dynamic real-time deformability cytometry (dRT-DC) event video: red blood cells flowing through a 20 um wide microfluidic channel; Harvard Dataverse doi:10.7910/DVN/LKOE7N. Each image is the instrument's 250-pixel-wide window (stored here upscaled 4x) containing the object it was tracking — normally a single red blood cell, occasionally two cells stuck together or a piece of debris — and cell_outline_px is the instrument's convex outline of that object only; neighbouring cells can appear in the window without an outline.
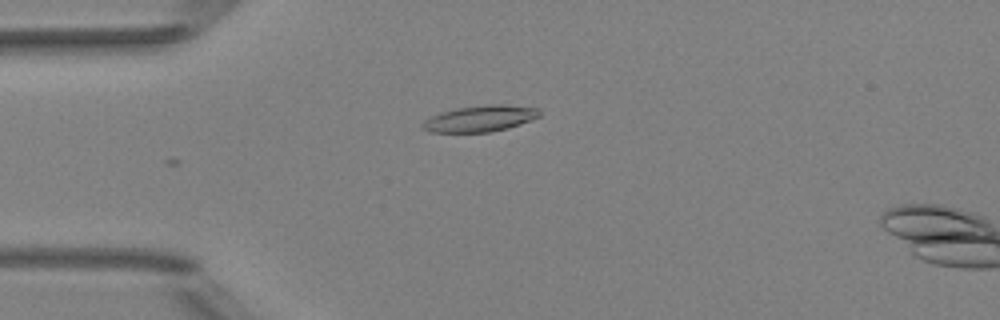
{"species": "Egyptian fruit bat (a non-hibernating species)", "species_latin": "Rousettus aegyptiacus", "temperature_condition": "room temperature", "stored_images_in_passage": 4, "camera_frame_rate_fps": 3000, "um_per_image_px": 0.085, "animal": {"sex": "female"}, "frame": {"image": 1, "passage_image": 1, "time_ms": 0.0, "image_size_px": [1000, 320], "cell_outline_px": [[540, 116], [520, 124], [508, 128], [488, 132], [428, 132], [420, 128], [420, 124], [424, 120], [440, 112], [456, 108], [488, 104], [508, 104], [540, 108]], "centroid_in_image_um": [40.79, 10.07], "position_along_channel_um": 44.2, "area_um2": 18.09}}